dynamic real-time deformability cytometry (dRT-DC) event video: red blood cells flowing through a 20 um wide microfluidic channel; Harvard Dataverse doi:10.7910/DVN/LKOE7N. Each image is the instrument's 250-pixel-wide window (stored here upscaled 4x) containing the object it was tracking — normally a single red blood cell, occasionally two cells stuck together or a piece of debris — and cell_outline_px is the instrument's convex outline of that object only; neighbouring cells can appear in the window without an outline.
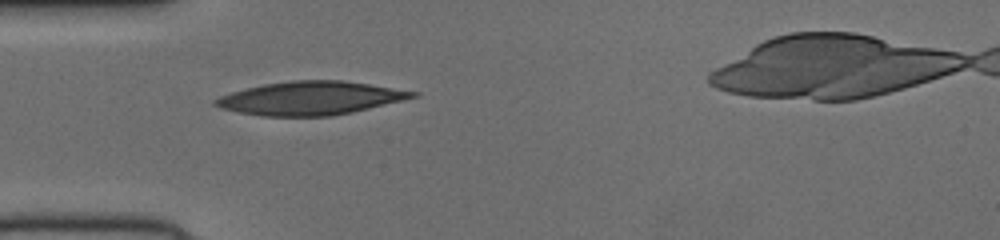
{"species": "human", "species_latin": "Homo sapiens", "temperature_condition": "cold", "stored_images_in_passage": 36, "camera_frame_rate_fps": 3000, "um_per_image_px": 0.085, "donor": {"sex": "female"}, "frame": {"image": 1, "passage_image": 1, "time_ms": 0.0, "image_size_px": [1000, 240], "cell_outline_px": [[420, 92], [416, 96], [352, 112], [332, 116], [260, 116], [220, 108], [212, 104], [212, 100], [220, 96], [232, 92], [264, 84], [292, 80], [344, 80]], "centroid_in_image_um": [26.34, 8.34], "position_along_channel_um": 58.7, "area_um2": 38.09}}
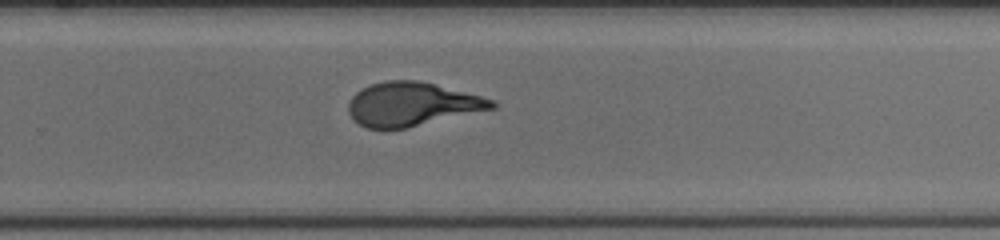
{"frame": {"image": 2, "passage_image": 19, "time_ms": 6.0, "image_size_px": [1000, 240], "cell_outline_px": [[496, 108], [404, 128], [368, 128], [360, 124], [348, 112], [348, 104], [352, 96], [356, 92], [372, 84], [384, 80], [416, 80], [480, 96], [492, 100], [496, 104]], "centroid_in_image_um": [34.99, 8.85], "position_along_channel_um": 294.8, "area_um2": 35.72}}
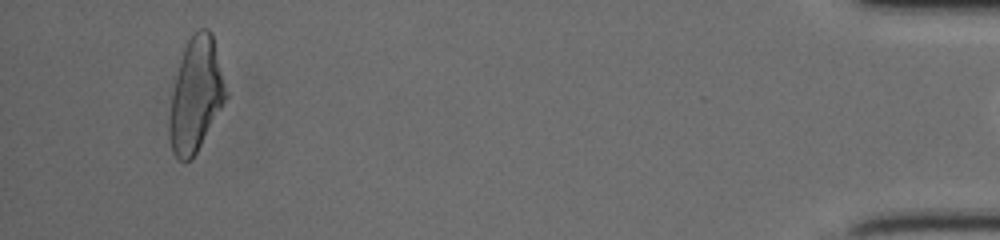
{"frame": {"image": 3, "passage_image": 34, "time_ms": 11.0, "image_size_px": [1000, 240], "cell_outline_px": [[228, 96], [196, 152], [184, 164], [172, 152], [168, 128], [168, 124], [172, 96], [176, 76], [180, 60], [184, 48], [188, 40], [200, 28], [208, 28], [212, 32]], "centroid_in_image_um": [16.64, 8.07], "position_along_channel_um": 418.6, "area_um2": 36.82}}